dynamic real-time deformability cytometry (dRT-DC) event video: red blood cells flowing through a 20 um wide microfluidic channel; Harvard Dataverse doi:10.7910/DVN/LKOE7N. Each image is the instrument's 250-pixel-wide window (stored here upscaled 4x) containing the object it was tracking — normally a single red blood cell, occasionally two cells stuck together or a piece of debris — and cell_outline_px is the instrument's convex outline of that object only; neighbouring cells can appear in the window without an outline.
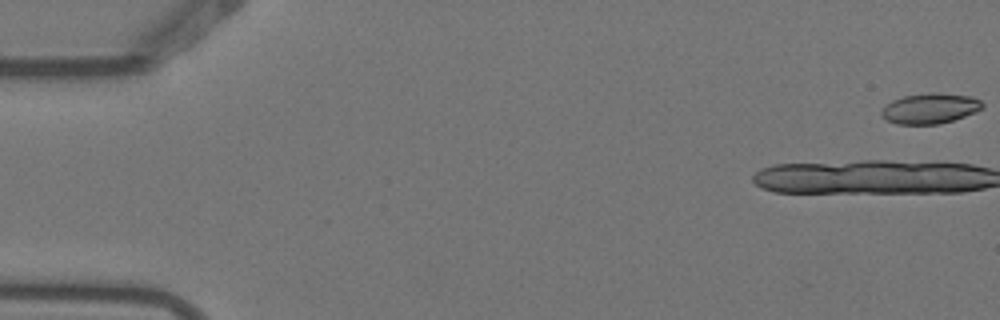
{"species": "Egyptian fruit bat (a non-hibernating species)", "species_latin": "Rousettus aegyptiacus", "temperature_condition": "warm", "stored_images_in_passage": 6, "camera_frame_rate_fps": 3000, "um_per_image_px": 0.085, "animal": {"sex": "female"}, "frame": {"image": 1, "passage_image": 1, "time_ms": 0.0, "image_size_px": [1000, 320], "cell_outline_px": [[984, 108], [976, 112], [940, 124], [896, 124], [880, 116], [880, 112], [892, 100], [904, 96], [932, 92], [940, 92], [972, 96], [980, 100], [984, 104]], "centroid_in_image_um": [79.09, 9.21], "position_along_channel_um": 5.9, "area_um2": 17.98}}